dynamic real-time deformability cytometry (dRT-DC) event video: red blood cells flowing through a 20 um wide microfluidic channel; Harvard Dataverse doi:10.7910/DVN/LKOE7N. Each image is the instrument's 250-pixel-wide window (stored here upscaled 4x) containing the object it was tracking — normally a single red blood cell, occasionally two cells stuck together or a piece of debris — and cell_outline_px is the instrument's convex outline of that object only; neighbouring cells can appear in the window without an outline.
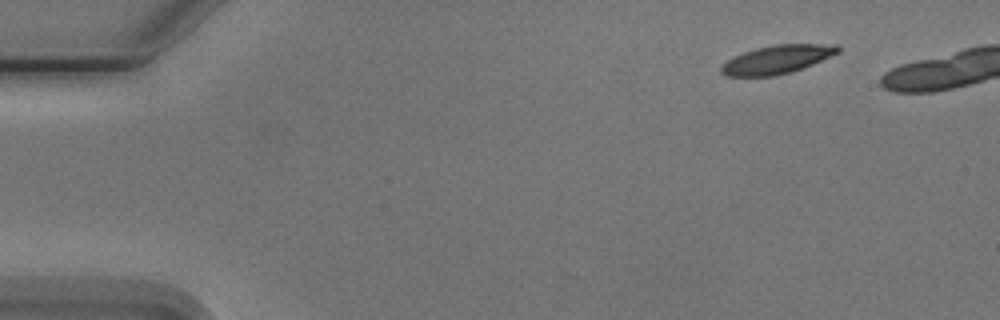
{"species": "Egyptian fruit bat (a non-hibernating species)", "species_latin": "Rousettus aegyptiacus", "temperature_condition": "cold", "stored_images_in_passage": 3, "camera_frame_rate_fps": 3000, "um_per_image_px": 0.085, "animal": {"sex": "male"}, "frame": {"image": 1, "passage_image": 1, "time_ms": 0.0, "image_size_px": [1000, 320], "cell_outline_px": [[840, 52], [812, 64], [788, 72], [772, 76], [728, 76], [720, 72], [720, 68], [728, 60], [744, 52], [756, 48], [772, 44], [840, 44]], "centroid_in_image_um": [66.08, 5.03], "position_along_channel_um": 18.9, "area_um2": 19.07}}